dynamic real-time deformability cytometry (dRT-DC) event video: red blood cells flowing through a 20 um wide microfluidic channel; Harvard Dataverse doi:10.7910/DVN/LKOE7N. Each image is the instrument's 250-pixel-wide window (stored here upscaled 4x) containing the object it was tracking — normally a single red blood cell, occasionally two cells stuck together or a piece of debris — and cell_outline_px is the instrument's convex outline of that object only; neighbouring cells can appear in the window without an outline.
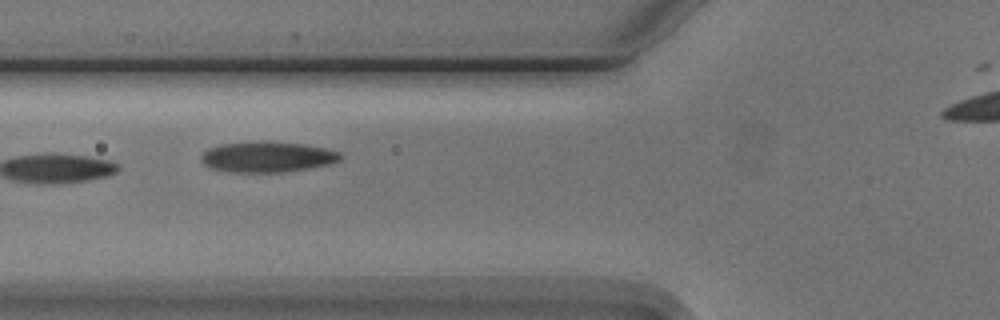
{"species": "Egyptian fruit bat (a non-hibernating species)", "species_latin": "Rousettus aegyptiacus", "temperature_condition": "cold", "stored_images_in_passage": 7, "camera_frame_rate_fps": 3000, "um_per_image_px": 0.085, "animal": {"sex": "male"}, "frame": {"image": 1, "passage_image": 4, "time_ms": 3.333, "image_size_px": [1000, 320], "cell_outline_px": [[344, 156], [340, 160], [332, 164], [284, 172], [236, 172], [212, 168], [204, 164], [200, 156], [208, 148], [220, 144], [264, 140], [304, 144], [324, 148], [340, 152]], "centroid_in_image_um": [22.76, 13.32], "position_along_channel_um": 103.0, "area_um2": 25.03}}
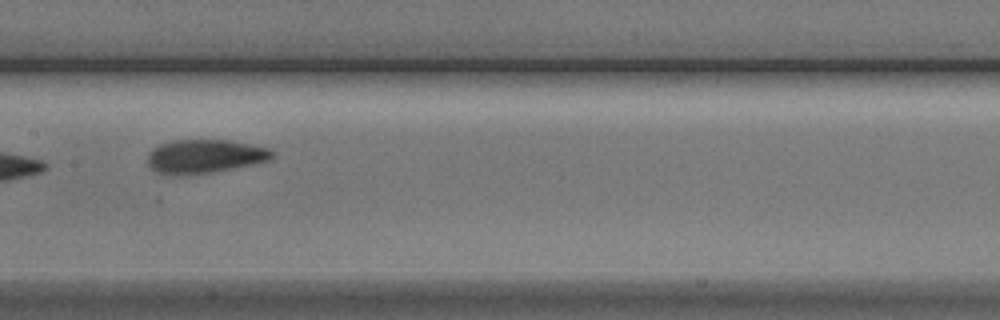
{"frame": {"image": 2, "passage_image": 6, "time_ms": 5.667, "image_size_px": [1000, 320], "cell_outline_px": [[276, 152], [268, 160], [252, 164], [212, 172], [176, 176], [156, 172], [148, 164], [148, 152], [152, 148], [160, 144], [172, 140], [228, 140], [268, 148]], "centroid_in_image_um": [17.35, 13.29], "position_along_channel_um": 190.0, "area_um2": 24.39}}
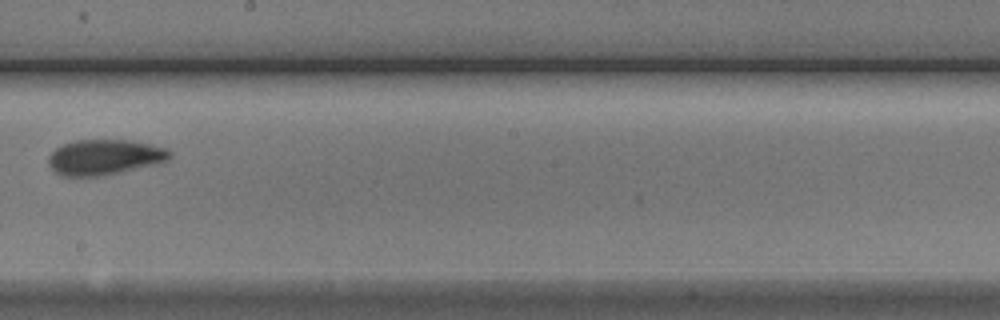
{"frame": {"image": 3, "passage_image": 7, "time_ms": 7.0, "image_size_px": [1000, 320], "cell_outline_px": [[172, 156], [168, 160], [120, 172], [100, 176], [64, 176], [56, 172], [48, 164], [48, 156], [56, 148], [64, 144], [76, 140], [128, 140], [148, 144], [164, 148], [172, 152]], "centroid_in_image_um": [8.85, 13.35], "position_along_channel_um": 239.3, "area_um2": 24.62}}